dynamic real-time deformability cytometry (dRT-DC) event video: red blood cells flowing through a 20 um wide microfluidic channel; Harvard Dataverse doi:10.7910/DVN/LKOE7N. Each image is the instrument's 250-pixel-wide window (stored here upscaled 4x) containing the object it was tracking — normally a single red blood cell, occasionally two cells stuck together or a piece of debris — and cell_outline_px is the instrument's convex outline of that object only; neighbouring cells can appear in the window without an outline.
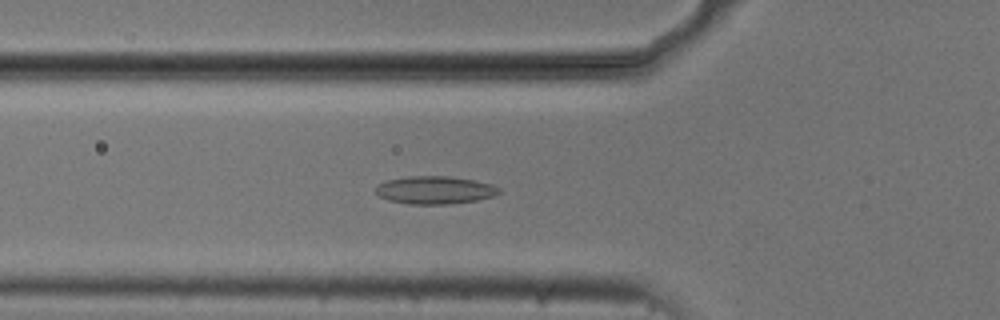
{"species": "common noctule bat (a hibernating species)", "species_latin": "Nyctalus noctula", "temperature_condition": "cold", "stored_images_in_passage": 53, "camera_frame_rate_fps": 3000, "um_per_image_px": 0.085, "animal": {"sex": "male", "body_mass_g": 20.5, "forearm_length_mm": 52.5}, "frame": {"image": 1, "passage_image": 18, "time_ms": 5.667, "image_size_px": [1000, 320], "cell_outline_px": [[500, 192], [496, 196], [476, 200], [452, 204], [408, 204], [388, 200], [380, 196], [376, 192], [376, 184], [384, 180], [408, 176], [448, 176], [476, 180], [492, 184], [500, 188]], "centroid_in_image_um": [36.97, 16.15], "position_along_channel_um": 88.8, "area_um2": 20.29}}
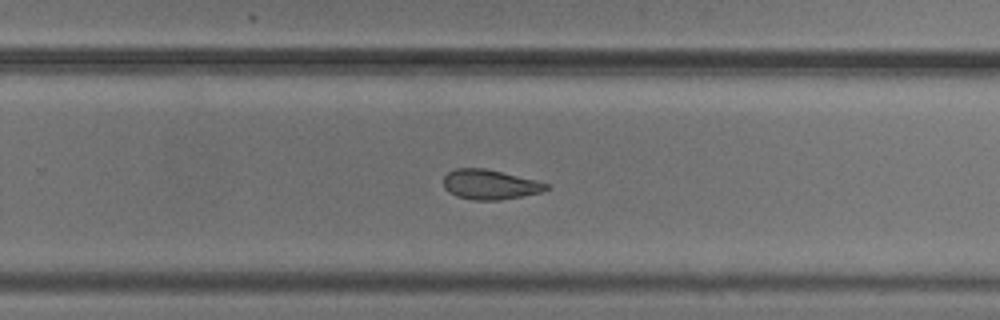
{"frame": {"image": 2, "passage_image": 34, "time_ms": 11.0, "image_size_px": [1000, 320], "cell_outline_px": [[552, 188], [540, 192], [500, 200], [472, 200], [456, 196], [448, 192], [444, 188], [444, 176], [448, 172], [456, 168], [484, 168], [536, 180], [548, 184]], "centroid_in_image_um": [41.62, 15.69], "position_along_channel_um": 288.2, "area_um2": 17.8}}
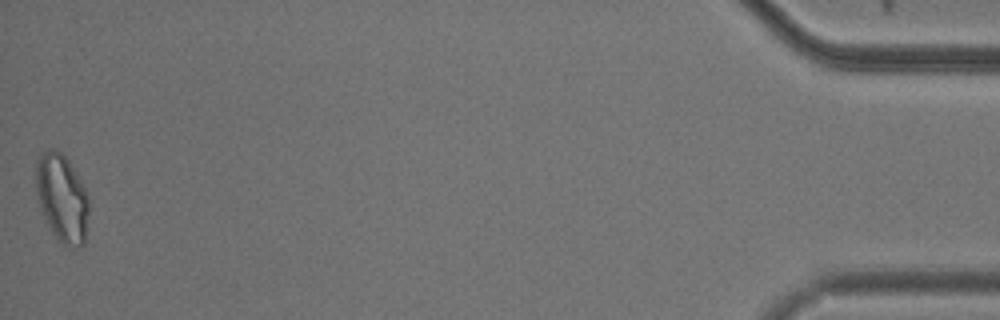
{"frame": {"image": 3, "passage_image": 53, "time_ms": 17.333, "image_size_px": [1000, 320], "cell_outline_px": [[88, 212], [84, 244], [80, 248], [60, 244], [52, 232], [44, 216], [36, 192], [36, 160], [44, 152], [52, 148], [56, 148], [68, 160], [76, 172], [88, 196]], "centroid_in_image_um": [5.27, 16.84], "position_along_channel_um": 429.9, "area_um2": 26.88}, "authors_computed_cell_mechanics": {"area_um2": 20.2878, "velocity_mm_per_s": 3.7324, "shape_relaxation_time_tau1_ms": null, "shape_relaxation_time_tau2_ms": 4.8317, "deformation_change_tau1": null, "deformation_change_tau2": 0.1185}}